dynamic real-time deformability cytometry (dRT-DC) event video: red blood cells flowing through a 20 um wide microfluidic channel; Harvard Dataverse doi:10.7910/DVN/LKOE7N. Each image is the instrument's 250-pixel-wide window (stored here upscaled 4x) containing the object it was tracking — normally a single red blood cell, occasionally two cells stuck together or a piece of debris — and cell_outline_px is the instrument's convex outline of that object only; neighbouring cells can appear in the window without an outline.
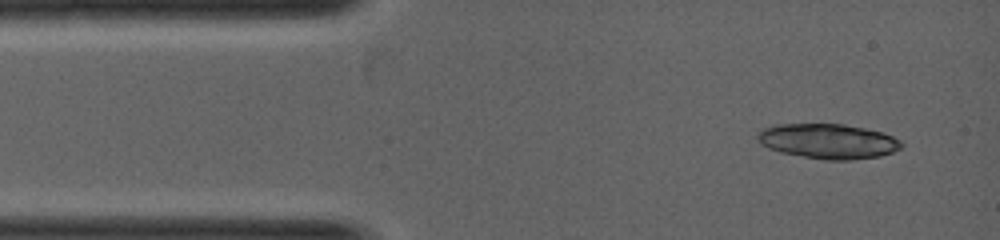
{"species": "common noctule bat (a hibernating species)", "species_latin": "Nyctalus noctula", "temperature_condition": "warm", "stored_images_in_passage": 1, "camera_frame_rate_fps": 5000, "um_per_image_px": 0.085, "animal": {"sex": "female", "body_mass_g": 19.0, "forearm_length_mm": 53.3}, "frame": {"image": 1, "passage_image": 1, "time_ms": 0.0, "image_size_px": [1000, 240], "cell_outline_px": [[904, 144], [900, 148], [892, 152], [880, 156], [852, 160], [824, 160], [780, 152], [768, 148], [760, 144], [756, 136], [756, 132], [772, 124], [844, 124], [864, 128], [880, 132], [892, 136], [900, 140]], "centroid_in_image_um": [70.35, 12.0], "position_along_channel_um": 14.7, "area_um2": 29.42}}